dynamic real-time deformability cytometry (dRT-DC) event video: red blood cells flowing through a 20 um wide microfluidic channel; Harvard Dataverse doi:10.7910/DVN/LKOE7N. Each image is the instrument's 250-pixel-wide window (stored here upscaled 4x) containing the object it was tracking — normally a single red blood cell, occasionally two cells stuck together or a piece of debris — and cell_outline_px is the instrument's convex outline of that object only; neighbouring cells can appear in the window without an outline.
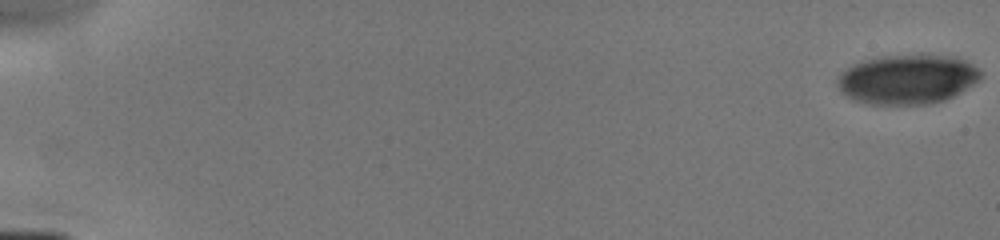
{"species": "human", "species_latin": "Homo sapiens", "temperature_condition": "cold", "stored_images_in_passage": 8, "camera_frame_rate_fps": 3000, "um_per_image_px": 0.085, "donor": {"sex": "male"}, "frame": {"image": 1, "passage_image": 1, "time_ms": 0.0, "image_size_px": [1000, 240], "cell_outline_px": [[980, 80], [960, 92], [944, 100], [928, 104], [868, 104], [852, 100], [840, 92], [836, 84], [836, 80], [840, 72], [852, 64], [864, 60], [880, 56], [920, 52], [924, 52], [956, 56], [972, 64], [980, 72]], "centroid_in_image_um": [77.09, 6.7], "position_along_channel_um": 7.9, "area_um2": 42.43}}
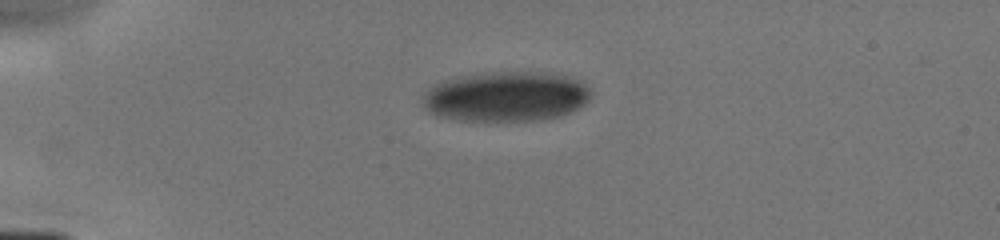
{"frame": {"image": 2, "passage_image": 6, "time_ms": 4.333, "image_size_px": [1000, 240], "cell_outline_px": [[592, 92], [588, 100], [584, 104], [560, 116], [540, 120], [456, 120], [436, 116], [424, 108], [420, 96], [424, 92], [436, 84], [468, 76], [492, 72], [528, 72], [564, 76], [580, 80]], "centroid_in_image_um": [42.99, 8.23], "position_along_channel_um": 42.0, "area_um2": 48.26}}